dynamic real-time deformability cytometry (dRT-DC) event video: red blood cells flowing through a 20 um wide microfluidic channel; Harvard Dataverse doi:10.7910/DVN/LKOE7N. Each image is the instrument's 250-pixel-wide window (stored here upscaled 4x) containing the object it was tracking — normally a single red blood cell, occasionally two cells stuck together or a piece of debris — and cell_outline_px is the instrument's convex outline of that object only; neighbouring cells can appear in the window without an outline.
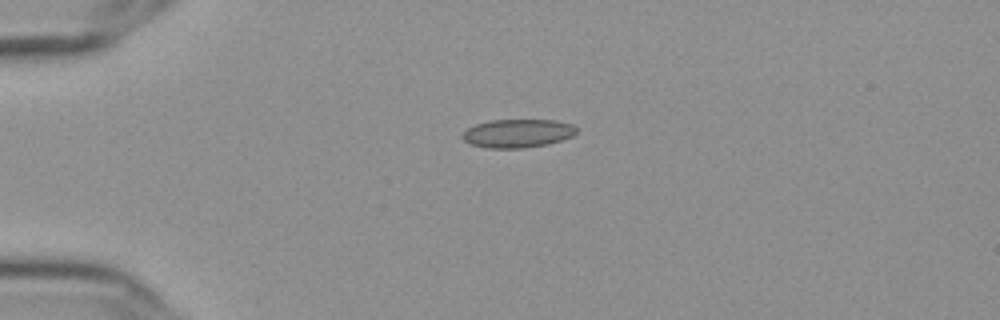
{"species": "Egyptian fruit bat (a non-hibernating species)", "species_latin": "Rousettus aegyptiacus", "temperature_condition": "cold", "stored_images_in_passage": 43, "camera_frame_rate_fps": 3000, "um_per_image_px": 0.085, "frame": {"image": 1, "passage_image": 1, "time_ms": 0.0, "image_size_px": [1000, 320], "cell_outline_px": [[576, 132], [572, 136], [548, 144], [524, 148], [484, 148], [472, 144], [464, 140], [460, 136], [468, 128], [476, 124], [488, 120], [556, 120], [572, 124], [576, 128]], "centroid_in_image_um": [43.98, 11.33], "position_along_channel_um": 41.0, "area_um2": 18.9}}
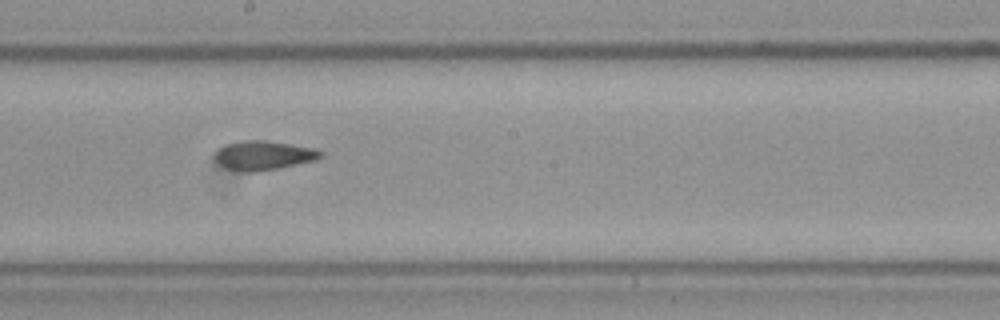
{"frame": {"image": 2, "passage_image": 19, "time_ms": 6.0, "image_size_px": [1000, 320], "cell_outline_px": [[324, 156], [316, 160], [280, 168], [256, 172], [248, 172], [228, 168], [220, 164], [216, 160], [216, 152], [224, 144], [240, 140], [264, 140], [292, 144], [316, 148], [324, 152]], "centroid_in_image_um": [22.47, 13.19], "position_along_channel_um": 225.7, "area_um2": 18.09}}
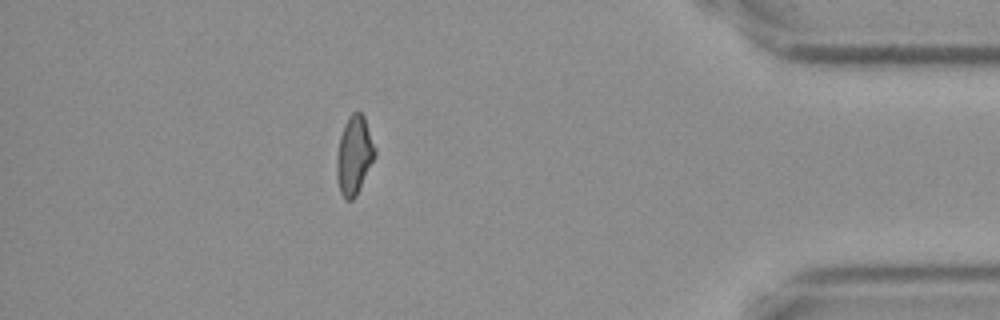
{"frame": {"image": 3, "passage_image": 37, "time_ms": 12.0, "image_size_px": [1000, 320], "cell_outline_px": [[376, 156], [356, 196], [352, 200], [344, 200], [340, 192], [336, 176], [336, 156], [340, 136], [344, 124], [348, 116], [352, 112], [360, 112], [364, 116], [376, 148]], "centroid_in_image_um": [30.1, 13.2], "position_along_channel_um": 405.1, "area_um2": 17.74}, "authors_computed_cell_mechanics": {"area_um2": 17.8024, "velocity_mm_per_s": 3.6381, "shape_relaxation_time_tau1_ms": null, "shape_relaxation_time_tau2_ms": 2.744, "deformation_change_tau1": null, "deformation_change_tau2": 0.0938}}